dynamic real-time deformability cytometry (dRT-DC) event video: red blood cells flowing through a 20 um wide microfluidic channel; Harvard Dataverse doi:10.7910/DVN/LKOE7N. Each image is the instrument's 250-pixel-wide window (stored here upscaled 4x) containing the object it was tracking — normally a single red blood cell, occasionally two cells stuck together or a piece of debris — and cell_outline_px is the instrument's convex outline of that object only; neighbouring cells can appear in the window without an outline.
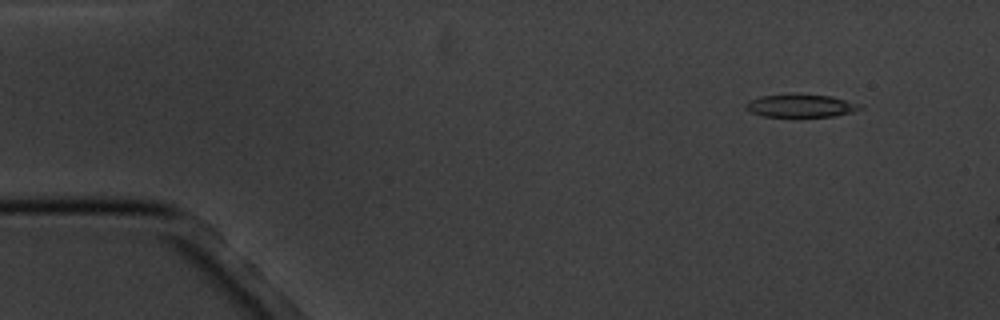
{"species": "common noctule bat (a hibernating species)", "species_latin": "Nyctalus noctula", "temperature_condition": "cold", "stored_images_in_passage": 4, "camera_frame_rate_fps": 3000, "um_per_image_px": 0.085, "animal": {"sex": "male", "body_mass_g": 20.1, "forearm_length_mm": 53.5}, "frame": {"image": 1, "passage_image": 1, "time_ms": 0.0, "image_size_px": [1000, 320], "cell_outline_px": [[864, 108], [852, 112], [836, 116], [764, 116], [752, 112], [744, 104], [748, 100], [760, 96], [792, 92], [796, 92], [832, 96], [860, 104]], "centroid_in_image_um": [68.07, 8.94], "position_along_channel_um": 16.9, "area_um2": 15.61}}